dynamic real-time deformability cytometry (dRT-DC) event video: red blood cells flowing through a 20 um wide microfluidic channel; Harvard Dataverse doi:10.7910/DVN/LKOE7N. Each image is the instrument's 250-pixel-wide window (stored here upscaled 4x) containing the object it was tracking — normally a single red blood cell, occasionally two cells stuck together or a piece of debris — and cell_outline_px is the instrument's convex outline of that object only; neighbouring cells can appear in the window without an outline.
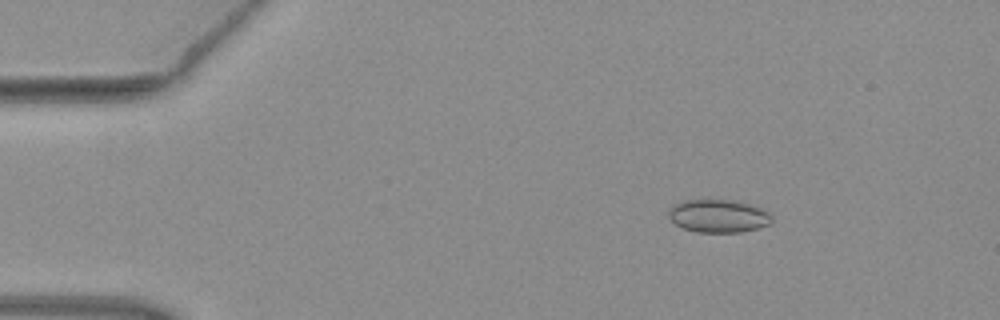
{"species": "common noctule bat (a hibernating species)", "species_latin": "Nyctalus noctula", "temperature_condition": "warm", "stored_images_in_passage": 5, "camera_frame_rate_fps": 3000, "um_per_image_px": 0.085, "animal": {"sex": "female", "body_mass_g": 19.3, "forearm_length_mm": 54.1}, "frame": {"image": 1, "passage_image": 3, "time_ms": 0.667, "image_size_px": [1000, 320], "cell_outline_px": [[772, 220], [768, 224], [756, 228], [740, 232], [696, 232], [684, 228], [676, 224], [668, 216], [668, 208], [672, 204], [684, 200], [732, 200], [748, 204], [760, 208], [768, 212], [772, 216]], "centroid_in_image_um": [61.01, 18.35], "position_along_channel_um": 24.0, "area_um2": 19.71}}
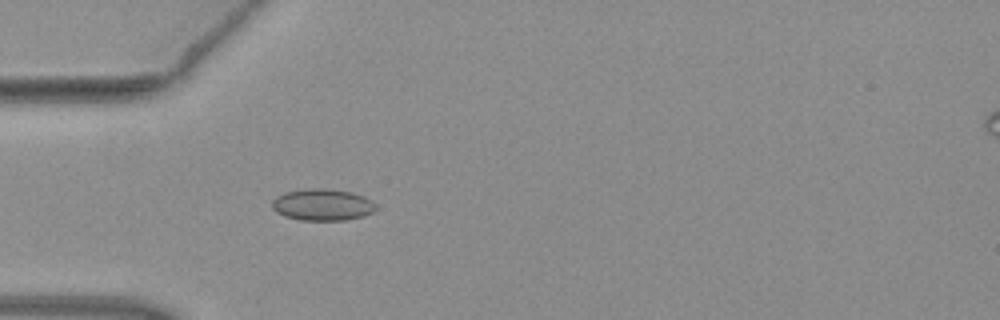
{"frame": {"image": 2, "passage_image": 5, "time_ms": 1.333, "image_size_px": [1000, 320], "cell_outline_px": [[376, 208], [372, 212], [364, 216], [344, 220], [300, 220], [284, 216], [276, 212], [272, 208], [272, 200], [276, 196], [284, 192], [308, 188], [324, 188], [352, 192], [364, 196], [372, 200], [376, 204]], "centroid_in_image_um": [27.4, 17.39], "position_along_channel_um": 57.6, "area_um2": 19.36}}